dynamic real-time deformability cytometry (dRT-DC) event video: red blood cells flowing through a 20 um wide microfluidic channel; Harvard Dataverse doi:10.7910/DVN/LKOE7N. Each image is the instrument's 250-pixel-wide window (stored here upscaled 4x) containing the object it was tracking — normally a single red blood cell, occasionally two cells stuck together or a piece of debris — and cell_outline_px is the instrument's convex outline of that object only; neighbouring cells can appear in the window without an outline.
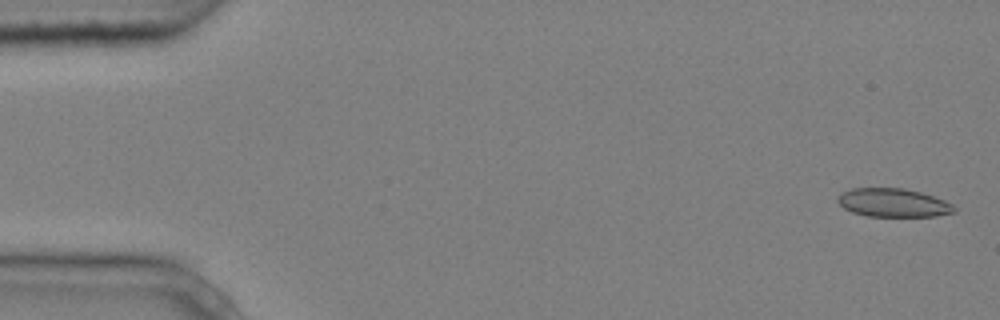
{"species": "common noctule bat (a hibernating species)", "species_latin": "Nyctalus noctula", "temperature_condition": "cold", "stored_images_in_passage": 7, "segment_of_instrument_passage": [2, 2], "camera_frame_rate_fps": 3000, "um_per_image_px": 0.085, "animal": {"sex": "male", "body_mass_g": 20.4}, "frame": {"image": 1, "passage_image": 7, "time_ms": 2.0, "image_size_px": [1000, 320], "cell_outline_px": [[956, 212], [936, 216], [868, 216], [852, 212], [844, 208], [836, 200], [836, 196], [852, 188], [904, 188], [920, 192], [944, 200], [952, 204], [956, 208]], "centroid_in_image_um": [75.92, 17.23], "position_along_channel_um": 9.1, "area_um2": 19.31}}